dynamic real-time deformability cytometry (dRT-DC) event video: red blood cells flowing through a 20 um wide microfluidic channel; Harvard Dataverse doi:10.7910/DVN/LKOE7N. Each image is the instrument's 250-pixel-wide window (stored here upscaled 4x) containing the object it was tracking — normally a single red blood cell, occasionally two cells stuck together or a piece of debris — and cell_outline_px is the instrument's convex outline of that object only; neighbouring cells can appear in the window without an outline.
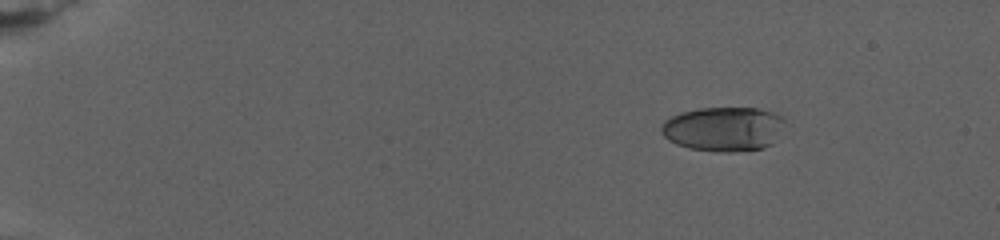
{"species": "human", "species_latin": "Homo sapiens", "temperature_condition": "warm", "stored_images_in_passage": 14, "camera_frame_rate_fps": 3000, "um_per_image_px": 0.085, "donor": {"sex": "female"}, "frame": {"image": 1, "passage_image": 8, "time_ms": 4.0, "image_size_px": [1000, 240], "cell_outline_px": [[784, 120], [772, 144], [764, 148], [732, 152], [720, 152], [692, 148], [676, 144], [668, 140], [660, 132], [660, 128], [664, 120], [680, 112], [700, 108], [756, 108], [772, 112], [780, 116]], "centroid_in_image_um": [61.44, 10.96], "position_along_channel_um": 23.6, "area_um2": 31.73}}